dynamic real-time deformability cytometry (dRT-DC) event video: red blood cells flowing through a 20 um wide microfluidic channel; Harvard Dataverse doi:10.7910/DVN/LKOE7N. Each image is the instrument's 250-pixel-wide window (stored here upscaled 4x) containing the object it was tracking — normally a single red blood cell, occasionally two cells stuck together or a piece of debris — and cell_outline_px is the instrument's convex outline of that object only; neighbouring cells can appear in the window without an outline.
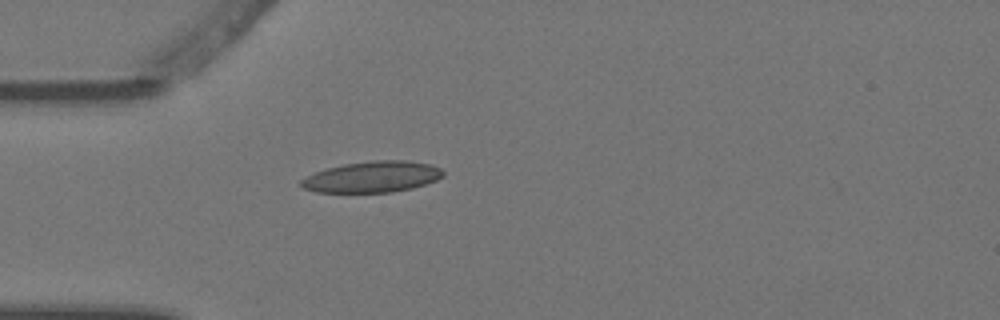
{"species": "Egyptian fruit bat (a non-hibernating species)", "species_latin": "Rousettus aegyptiacus", "temperature_condition": "warm", "stored_images_in_passage": 4, "camera_frame_rate_fps": 3000, "um_per_image_px": 0.085, "animal": {"sex": "female"}, "frame": {"image": 1, "passage_image": 4, "time_ms": 1.0, "image_size_px": [1000, 320], "cell_outline_px": [[444, 176], [436, 180], [412, 188], [392, 192], [316, 192], [304, 188], [300, 184], [300, 180], [316, 172], [328, 168], [344, 164], [372, 160], [404, 160], [432, 164], [440, 168], [444, 172]], "centroid_in_image_um": [31.68, 15.03], "position_along_channel_um": 53.3, "area_um2": 25.61}}